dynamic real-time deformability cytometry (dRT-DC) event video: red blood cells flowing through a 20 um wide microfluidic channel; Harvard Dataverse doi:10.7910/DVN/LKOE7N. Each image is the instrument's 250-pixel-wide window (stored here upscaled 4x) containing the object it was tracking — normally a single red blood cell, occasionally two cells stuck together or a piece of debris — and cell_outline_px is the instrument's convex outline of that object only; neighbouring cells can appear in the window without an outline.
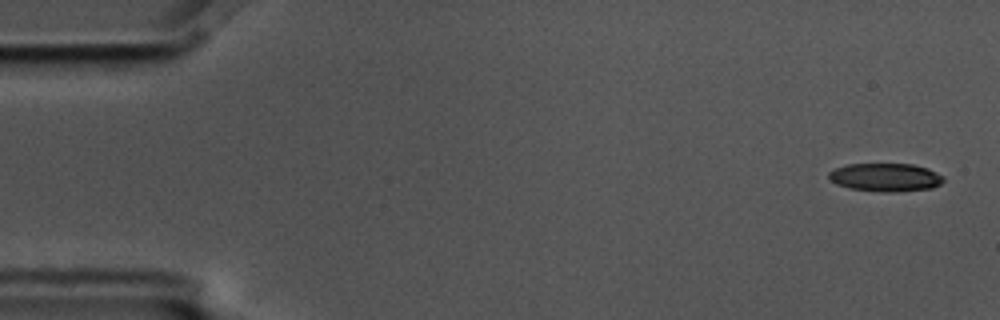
{"species": "common noctule bat (a hibernating species)", "species_latin": "Nyctalus noctula", "temperature_condition": "cold", "stored_images_in_passage": 4, "camera_frame_rate_fps": 3000, "um_per_image_px": 0.085, "animal": {"sex": "male", "body_mass_g": 17.5, "forearm_length_mm": 52.3}, "frame": {"image": 1, "passage_image": 1, "time_ms": 0.0, "image_size_px": [1000, 320], "cell_outline_px": [[944, 180], [940, 184], [932, 188], [896, 192], [884, 192], [848, 188], [836, 184], [828, 176], [828, 172], [836, 168], [848, 164], [912, 164], [928, 168], [944, 176]], "centroid_in_image_um": [75.28, 15.07], "position_along_channel_um": 9.7, "area_um2": 18.9}}
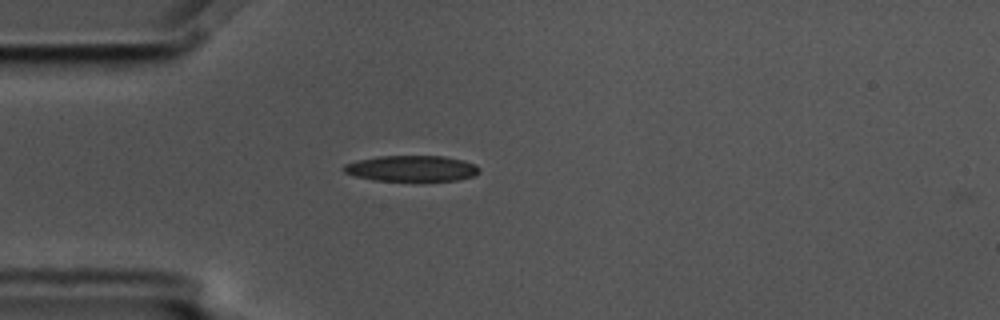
{"frame": {"image": 2, "passage_image": 4, "time_ms": 1.0, "image_size_px": [1000, 320], "cell_outline_px": [[480, 172], [472, 176], [456, 180], [372, 180], [356, 176], [344, 172], [340, 168], [344, 164], [356, 160], [376, 156], [444, 156], [464, 160], [476, 164], [480, 168]], "centroid_in_image_um": [34.96, 14.3], "position_along_channel_um": 50.0, "area_um2": 20.46}}